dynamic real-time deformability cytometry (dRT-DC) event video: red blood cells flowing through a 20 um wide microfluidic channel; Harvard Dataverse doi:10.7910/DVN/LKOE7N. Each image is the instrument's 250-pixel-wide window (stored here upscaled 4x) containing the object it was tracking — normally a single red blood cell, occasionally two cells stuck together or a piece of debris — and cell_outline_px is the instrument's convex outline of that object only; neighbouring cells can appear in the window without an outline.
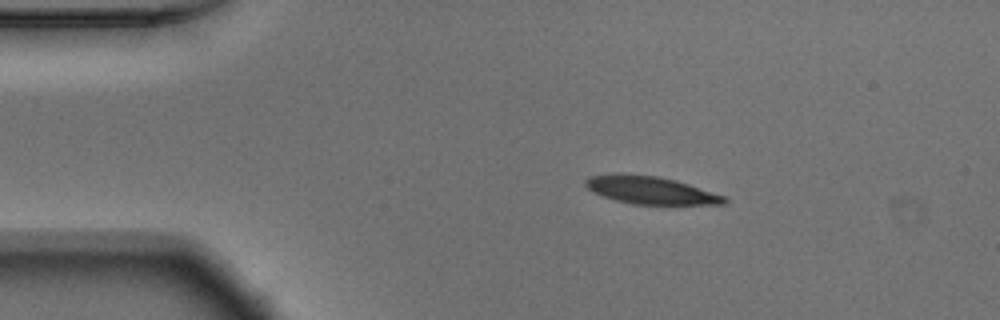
{"species": "Egyptian fruit bat (a non-hibernating species)", "species_latin": "Rousettus aegyptiacus", "temperature_condition": "warm", "stored_images_in_passage": 45, "camera_frame_rate_fps": 3000, "um_per_image_px": 0.085, "animal": {"sex": "male"}, "frame": {"image": 1, "passage_image": 1, "time_ms": 0.0, "image_size_px": [1000, 320], "cell_outline_px": [[728, 200], [724, 204], [632, 204], [616, 200], [592, 192], [584, 184], [584, 180], [588, 176], [616, 172], [624, 172], [656, 176], [676, 180], [724, 196]], "centroid_in_image_um": [55.21, 16.14], "position_along_channel_um": 29.8, "area_um2": 22.48}}
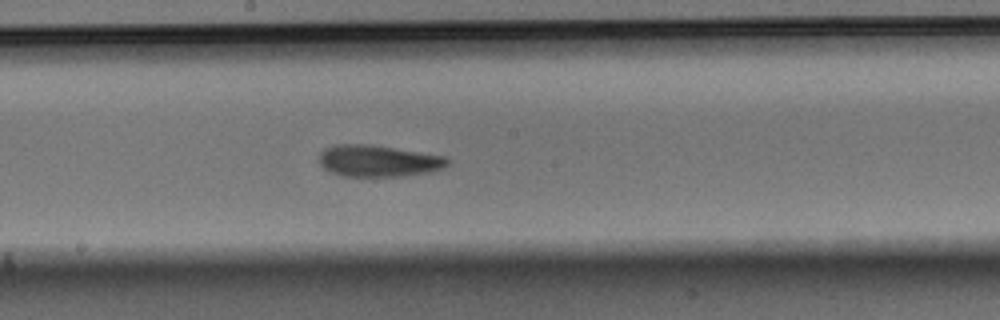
{"frame": {"image": 2, "passage_image": 20, "time_ms": 6.333, "image_size_px": [1000, 320], "cell_outline_px": [[452, 160], [444, 168], [432, 172], [408, 176], [344, 176], [332, 172], [324, 168], [320, 164], [320, 152], [324, 148], [336, 144], [368, 144], [448, 156]], "centroid_in_image_um": [32.23, 13.68], "position_along_channel_um": 216.0, "area_um2": 23.93}}
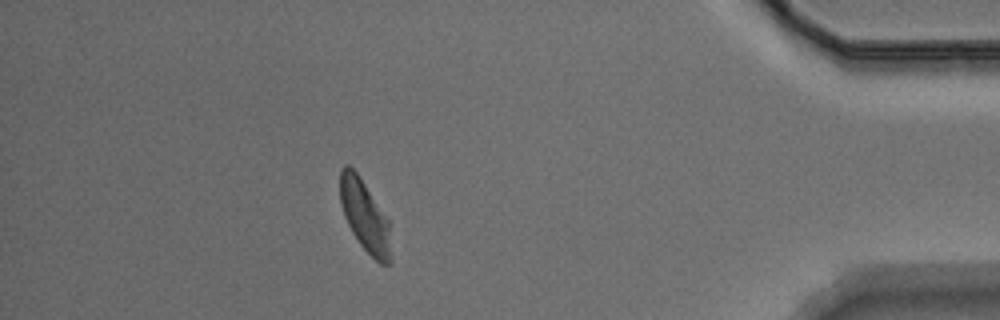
{"frame": {"image": 3, "passage_image": 39, "time_ms": 12.667, "image_size_px": [1000, 320], "cell_outline_px": [[392, 264], [380, 264], [360, 244], [352, 232], [344, 216], [340, 204], [340, 168], [344, 164], [348, 164], [360, 176], [388, 220], [392, 260]], "centroid_in_image_um": [31.0, 18.35], "position_along_channel_um": 404.2, "area_um2": 21.1}, "authors_computed_cell_mechanics": {"area_um2": 23.1778, "velocity_mm_per_s": 3.7239, "shape_relaxation_time_tau1_ms": 3.2109, "shape_relaxation_time_tau2_ms": 4.5393, "deformation_change_tau1": 0.1543, "deformation_change_tau2": 0.1198}}